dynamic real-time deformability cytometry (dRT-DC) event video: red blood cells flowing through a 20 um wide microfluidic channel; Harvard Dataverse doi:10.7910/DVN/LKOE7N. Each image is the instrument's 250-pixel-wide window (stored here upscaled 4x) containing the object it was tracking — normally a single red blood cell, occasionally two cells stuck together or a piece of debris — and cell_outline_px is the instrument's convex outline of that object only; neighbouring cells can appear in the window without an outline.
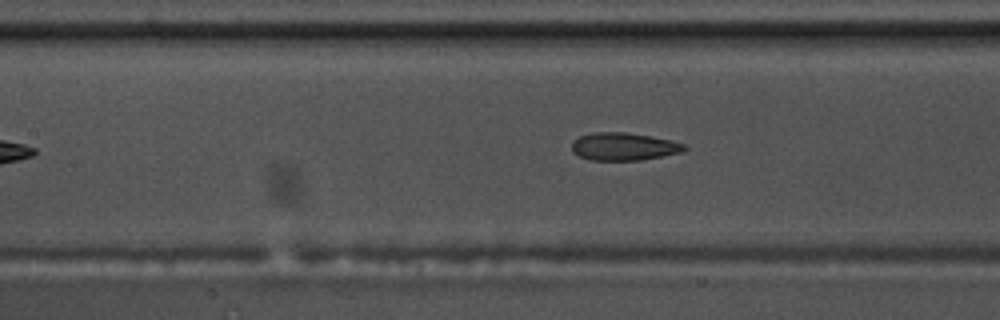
{"species": "common noctule bat (a hibernating species)", "species_latin": "Nyctalus noctula", "temperature_condition": "warm", "stored_images_in_passage": 41, "camera_frame_rate_fps": 3000, "um_per_image_px": 0.085, "animal": {"sex": "male", "body_mass_g": 17.5, "forearm_length_mm": 52.3}, "frame": {"image": 1, "passage_image": 13, "time_ms": 4.0, "image_size_px": [1000, 320], "cell_outline_px": [[688, 148], [684, 152], [640, 160], [592, 160], [580, 156], [572, 152], [572, 144], [580, 136], [592, 132], [624, 132], [672, 140], [684, 144]], "centroid_in_image_um": [53.05, 12.46], "position_along_channel_um": 154.4, "area_um2": 18.09}}
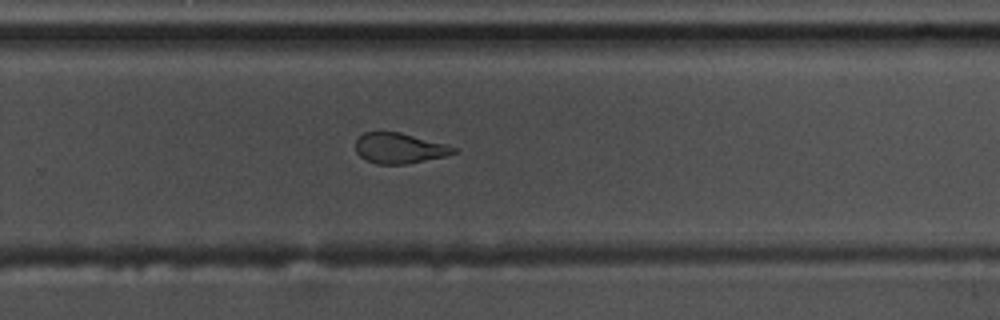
{"frame": {"image": 2, "passage_image": 25, "time_ms": 8.0, "image_size_px": [1000, 320], "cell_outline_px": [[460, 152], [444, 156], [404, 164], [376, 164], [360, 156], [356, 152], [356, 140], [364, 132], [400, 132], [448, 144], [456, 148]], "centroid_in_image_um": [33.98, 12.59], "position_along_channel_um": 295.8, "area_um2": 17.34}}
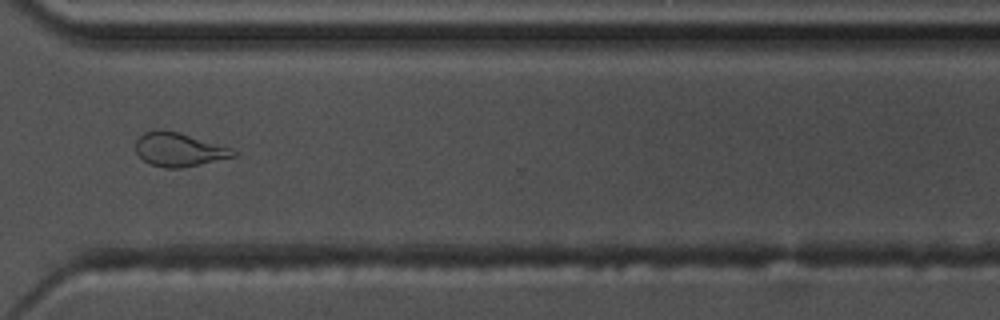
{"frame": {"image": 3, "passage_image": 30, "time_ms": 9.667, "image_size_px": [1000, 320], "cell_outline_px": [[236, 156], [200, 164], [180, 168], [164, 168], [152, 164], [144, 160], [136, 152], [136, 140], [144, 132], [160, 128], [180, 132], [232, 148], [236, 152]], "centroid_in_image_um": [15.2, 12.69], "position_along_channel_um": 355.4, "area_um2": 19.19}, "authors_computed_cell_mechanics": {"area_um2": 18.7272, "velocity_mm_per_s": 3.553, "shape_relaxation_time_tau1_ms": null, "shape_relaxation_time_tau2_ms": 1.3767, "deformation_change_tau1": null, "deformation_change_tau2": 0.0806}}